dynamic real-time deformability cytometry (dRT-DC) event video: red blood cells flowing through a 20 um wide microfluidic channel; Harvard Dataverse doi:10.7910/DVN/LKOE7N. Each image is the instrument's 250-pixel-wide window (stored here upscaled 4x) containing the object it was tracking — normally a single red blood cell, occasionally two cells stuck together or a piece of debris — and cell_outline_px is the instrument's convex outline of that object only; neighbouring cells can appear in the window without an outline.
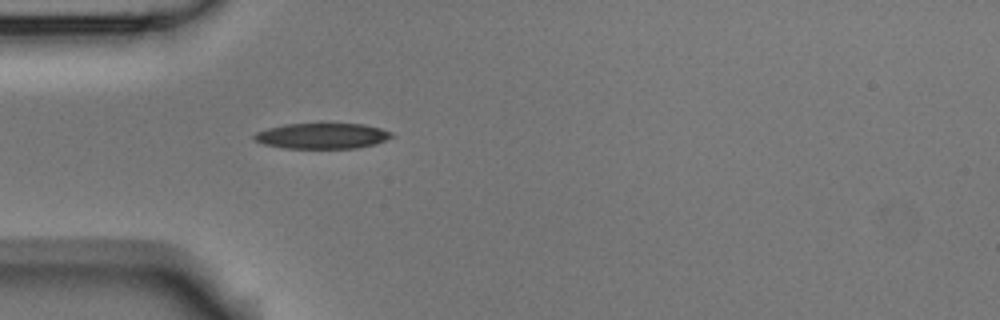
{"species": "Egyptian fruit bat (a non-hibernating species)", "species_latin": "Rousettus aegyptiacus", "temperature_condition": "room temperature", "stored_images_in_passage": 3, "camera_frame_rate_fps": 3000, "um_per_image_px": 0.085, "animal": {"sex": "male"}, "frame": {"image": 1, "passage_image": 3, "time_ms": 0.667, "image_size_px": [1000, 320], "cell_outline_px": [[396, 136], [376, 144], [356, 148], [284, 148], [264, 144], [252, 140], [252, 136], [256, 132], [268, 128], [284, 124], [364, 124], [380, 128], [392, 132]], "centroid_in_image_um": [27.39, 11.55], "position_along_channel_um": 57.6, "area_um2": 20.63}}